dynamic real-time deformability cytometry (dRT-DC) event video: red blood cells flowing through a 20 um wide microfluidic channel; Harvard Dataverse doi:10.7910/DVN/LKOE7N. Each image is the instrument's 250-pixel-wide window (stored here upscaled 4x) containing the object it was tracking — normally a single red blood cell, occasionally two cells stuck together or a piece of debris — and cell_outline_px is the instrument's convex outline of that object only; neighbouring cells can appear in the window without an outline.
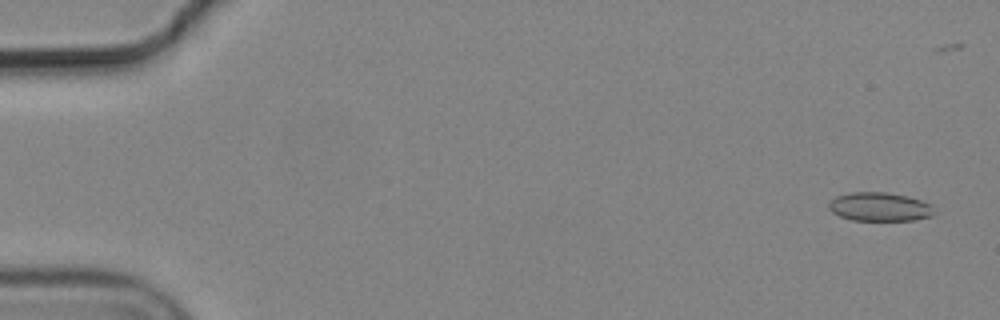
{"species": "common noctule bat (a hibernating species)", "species_latin": "Nyctalus noctula", "temperature_condition": "cold", "stored_images_in_passage": 5, "camera_frame_rate_fps": 3000, "um_per_image_px": 0.085, "animal": {"sex": "male", "body_mass_g": 19.2, "forearm_length_mm": 51.8}, "frame": {"image": 1, "passage_image": 1, "time_ms": 0.0, "image_size_px": [1000, 320], "cell_outline_px": [[932, 216], [912, 220], [852, 220], [840, 216], [832, 212], [828, 208], [828, 204], [836, 196], [852, 192], [884, 192], [908, 196], [932, 204]], "centroid_in_image_um": [74.75, 17.57], "position_along_channel_um": 10.3, "area_um2": 17.51}}
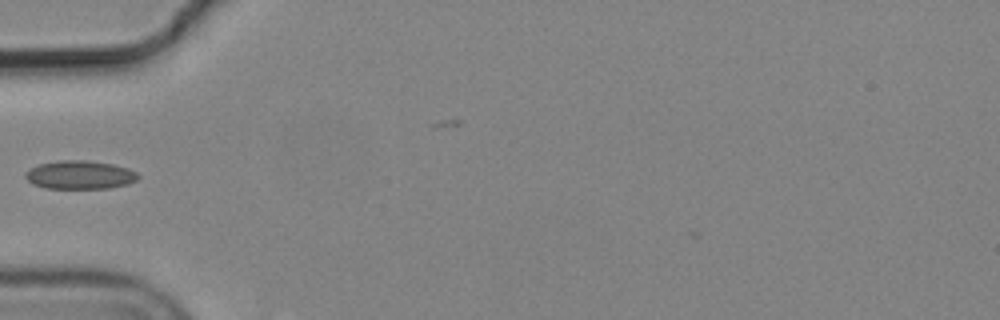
{"frame": {"image": 2, "passage_image": 5, "time_ms": 1.333, "image_size_px": [1000, 320], "cell_outline_px": [[140, 176], [136, 180], [128, 184], [108, 188], [44, 188], [32, 184], [24, 176], [32, 168], [40, 164], [60, 160], [84, 160], [112, 164], [128, 168], [136, 172]], "centroid_in_image_um": [6.81, 14.87], "position_along_channel_um": 78.2, "area_um2": 18.5}}